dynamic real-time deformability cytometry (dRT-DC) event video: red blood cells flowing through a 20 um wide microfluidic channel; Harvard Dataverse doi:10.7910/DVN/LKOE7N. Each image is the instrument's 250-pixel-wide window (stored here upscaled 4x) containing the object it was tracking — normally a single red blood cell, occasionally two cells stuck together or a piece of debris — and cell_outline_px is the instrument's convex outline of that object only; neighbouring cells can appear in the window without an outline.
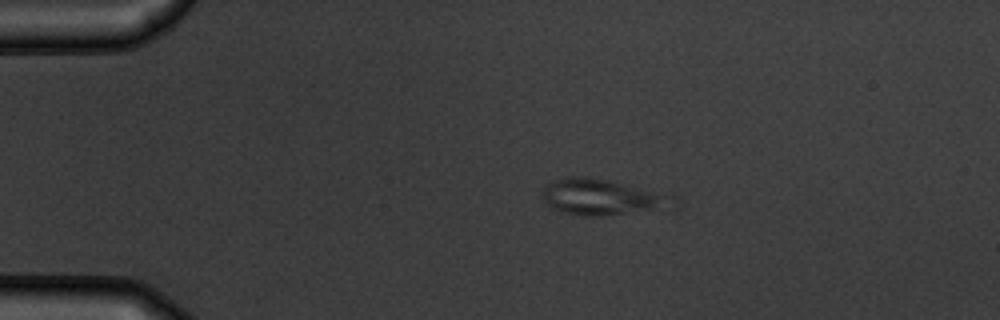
{"species": "common noctule bat (a hibernating species)", "species_latin": "Nyctalus noctula", "temperature_condition": "warm", "stored_images_in_passage": 44, "camera_frame_rate_fps": 3000, "um_per_image_px": 0.085, "animal": {"sex": "male", "body_mass_g": 19.5, "forearm_length_mm": 54.6}, "frame": {"image": 1, "passage_image": 1, "time_ms": 0.0, "image_size_px": [1000, 320], "cell_outline_px": [[656, 196], [652, 208], [600, 216], [580, 216], [564, 212], [552, 208], [540, 196], [540, 192], [544, 184], [568, 176], [588, 176], [604, 180]], "centroid_in_image_um": [50.46, 16.73], "position_along_channel_um": 34.5, "area_um2": 23.87}}
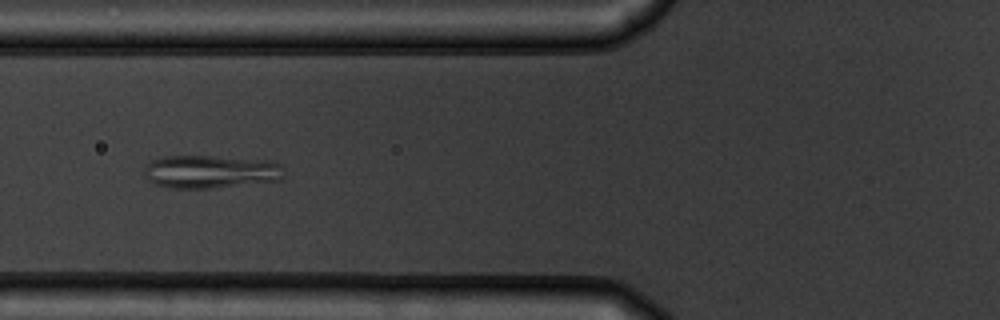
{"frame": {"image": 2, "passage_image": 11, "time_ms": 3.333, "image_size_px": [1000, 320], "cell_outline_px": [[284, 176], [280, 180], [212, 188], [168, 188], [156, 184], [148, 180], [144, 172], [144, 164], [152, 160], [164, 156], [212, 156], [268, 160], [280, 164], [284, 168]], "centroid_in_image_um": [17.89, 14.59], "position_along_channel_um": 107.9, "area_um2": 27.11}}
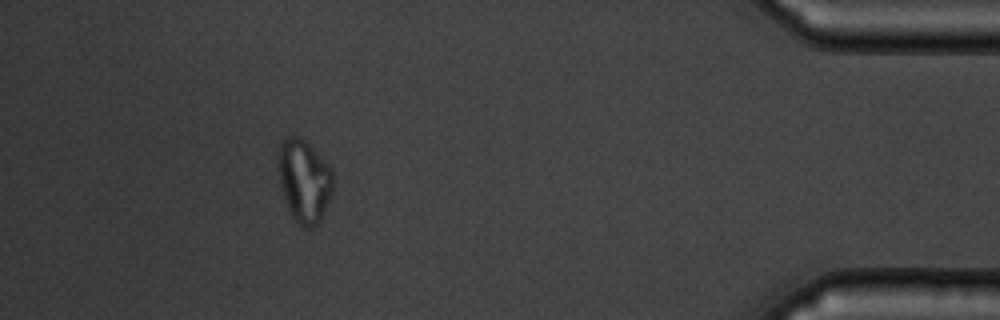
{"frame": {"image": 3, "passage_image": 39, "time_ms": 12.667, "image_size_px": [1000, 320], "cell_outline_px": [[332, 192], [320, 220], [312, 228], [304, 228], [292, 216], [288, 208], [284, 196], [276, 168], [280, 144], [288, 136], [300, 136], [332, 168]], "centroid_in_image_um": [25.83, 15.35], "position_along_channel_um": 409.4, "area_um2": 26.18}, "authors_computed_cell_mechanics": {"area_um2": 25.5476, "velocity_mm_per_s": 3.7638, "shape_relaxation_time_tau1_ms": 9.0765, "shape_relaxation_time_tau2_ms": 2.8357, "deformation_change_tau1": 0.2053, "deformation_change_tau2": 0.0628}}